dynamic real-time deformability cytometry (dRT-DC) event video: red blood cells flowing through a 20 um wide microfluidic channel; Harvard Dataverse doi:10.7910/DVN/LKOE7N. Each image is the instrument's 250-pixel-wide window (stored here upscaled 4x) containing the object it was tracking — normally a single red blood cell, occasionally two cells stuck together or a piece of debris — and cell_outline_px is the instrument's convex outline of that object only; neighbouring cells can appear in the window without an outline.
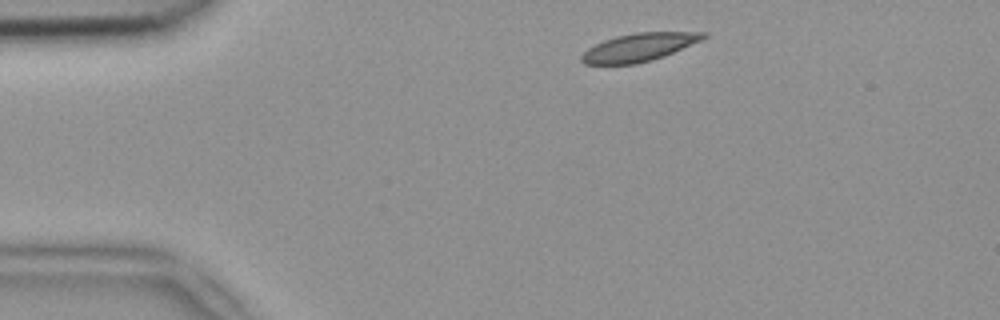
{"species": "common noctule bat (a hibernating species)", "species_latin": "Nyctalus noctula", "temperature_condition": "room temperature", "stored_images_in_passage": 44, "camera_frame_rate_fps": 3000, "um_per_image_px": 0.085, "animal": {"sex": "female", "body_mass_g": 18.4}, "frame": {"image": 1, "passage_image": 2, "time_ms": 0.333, "image_size_px": [1000, 320], "cell_outline_px": [[700, 36], [668, 52], [644, 60], [628, 64], [592, 64], [584, 60], [584, 56], [592, 48], [600, 44], [624, 36], [656, 32], [672, 32]], "centroid_in_image_um": [54.09, 4.06], "position_along_channel_um": 30.9, "area_um2": 16.24}}
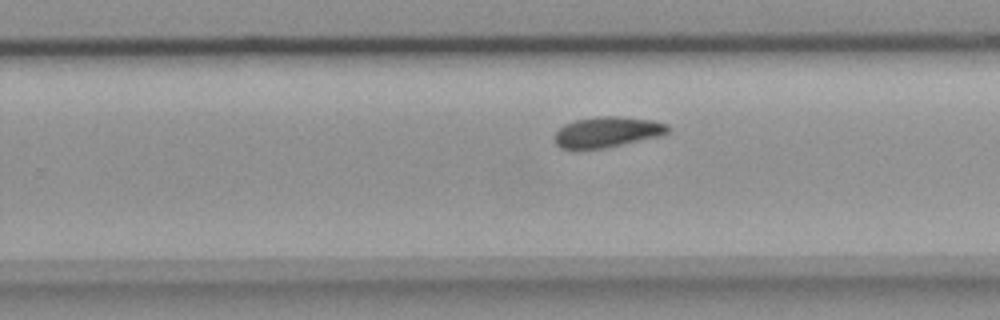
{"frame": {"image": 2, "passage_image": 25, "time_ms": 8.0, "image_size_px": [1000, 320], "cell_outline_px": [[664, 128], [660, 132], [608, 144], [584, 148], [572, 148], [560, 144], [560, 132], [564, 128], [576, 124], [592, 120], [632, 120], [660, 124]], "centroid_in_image_um": [51.46, 11.26], "position_along_channel_um": 278.3, "area_um2": 14.62}}
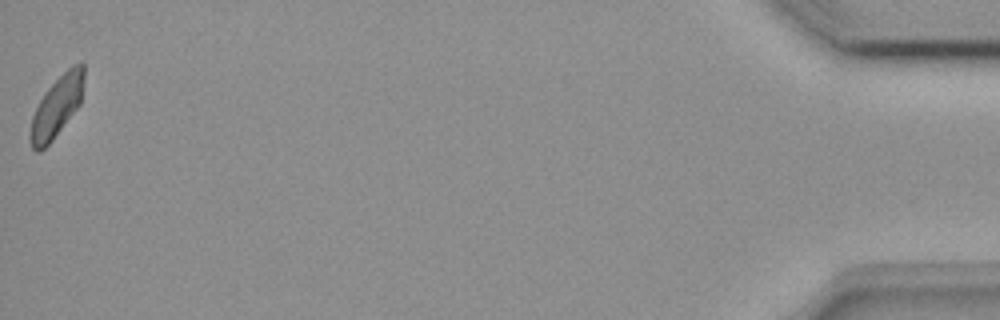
{"frame": {"image": 3, "passage_image": 44, "time_ms": 14.333, "image_size_px": [1000, 320], "cell_outline_px": [[84, 68], [80, 100], [56, 132], [40, 148], [36, 148], [32, 144], [32, 120], [44, 96], [68, 72], [80, 64]], "centroid_in_image_um": [4.84, 9.05], "position_along_channel_um": 430.4, "area_um2": 15.49}}